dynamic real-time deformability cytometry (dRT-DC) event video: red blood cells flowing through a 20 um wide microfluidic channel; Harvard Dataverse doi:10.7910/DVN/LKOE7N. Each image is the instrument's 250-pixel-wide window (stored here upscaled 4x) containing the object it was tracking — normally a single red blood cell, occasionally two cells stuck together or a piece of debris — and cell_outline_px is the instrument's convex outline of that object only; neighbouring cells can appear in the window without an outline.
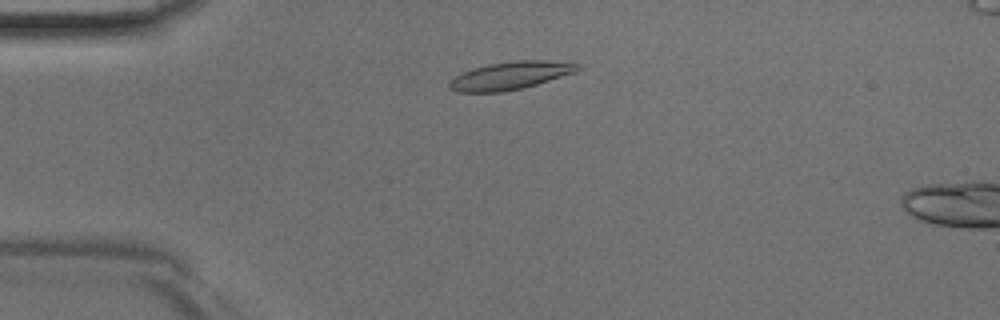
{"species": "Egyptian fruit bat (a non-hibernating species)", "species_latin": "Rousettus aegyptiacus", "temperature_condition": "room temperature", "stored_images_in_passage": 41, "segment_of_instrument_passage": [1, 2], "camera_frame_rate_fps": 3000, "um_per_image_px": 0.085, "animal": {"sex": "male"}, "frame": {"image": 1, "passage_image": 5, "time_ms": 1.333, "image_size_px": [1000, 320], "cell_outline_px": [[580, 68], [572, 72], [524, 88], [500, 92], [456, 92], [448, 88], [448, 84], [456, 76], [472, 68], [488, 64], [516, 60], [544, 60], [580, 64]], "centroid_in_image_um": [43.31, 6.43], "position_along_channel_um": 41.7, "area_um2": 20.46}}
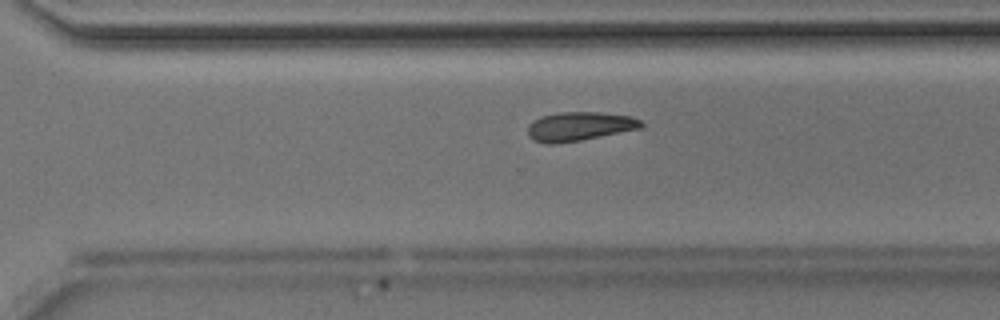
{"frame": {"image": 2, "passage_image": 26, "time_ms": 8.333, "image_size_px": [1000, 320], "cell_outline_px": [[644, 128], [580, 140], [556, 144], [548, 144], [532, 140], [528, 136], [528, 124], [540, 116], [560, 112], [600, 112], [632, 116], [640, 120], [644, 124]], "centroid_in_image_um": [49.26, 10.74], "position_along_channel_um": 321.3, "area_um2": 19.36}}
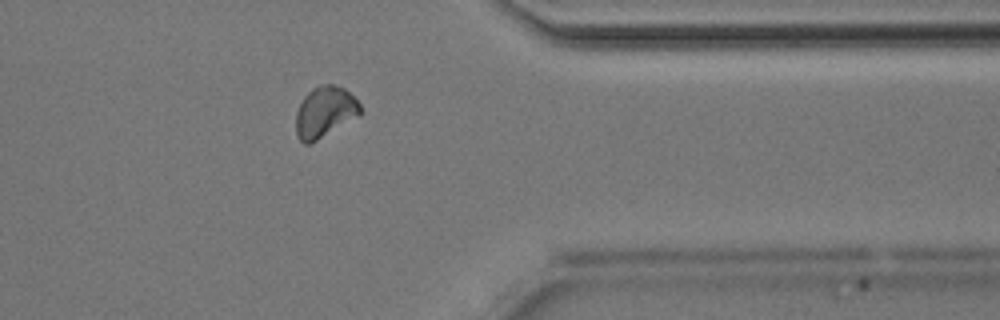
{"frame": {"image": 3, "passage_image": 31, "time_ms": 10.0, "image_size_px": [1000, 320], "cell_outline_px": [[360, 116], [316, 140], [308, 144], [304, 144], [300, 140], [296, 132], [296, 112], [304, 96], [312, 88], [320, 84], [332, 84], [344, 88], [360, 104]], "centroid_in_image_um": [27.6, 9.51], "position_along_channel_um": 383.8, "area_um2": 18.96}}